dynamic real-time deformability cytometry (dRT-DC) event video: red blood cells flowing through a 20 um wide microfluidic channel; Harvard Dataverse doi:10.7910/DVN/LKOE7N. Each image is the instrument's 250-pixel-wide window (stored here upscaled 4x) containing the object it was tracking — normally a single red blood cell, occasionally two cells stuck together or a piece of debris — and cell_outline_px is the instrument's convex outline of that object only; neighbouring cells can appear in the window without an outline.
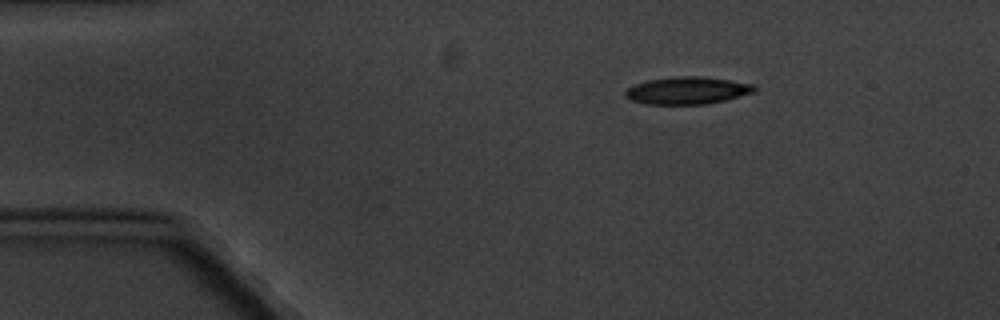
{"species": "common noctule bat (a hibernating species)", "species_latin": "Nyctalus noctula", "temperature_condition": "cold", "stored_images_in_passage": 2, "camera_frame_rate_fps": 3000, "um_per_image_px": 0.085, "animal": {"sex": "male", "body_mass_g": 20.1, "forearm_length_mm": 53.5}, "frame": {"image": 1, "passage_image": 2, "time_ms": 1.333, "image_size_px": [1000, 320], "cell_outline_px": [[756, 88], [752, 92], [724, 100], [708, 104], [644, 104], [632, 100], [624, 96], [624, 92], [628, 88], [636, 84], [648, 80], [680, 76], [696, 76], [728, 80], [756, 84]], "centroid_in_image_um": [58.39, 7.7], "position_along_channel_um": 26.6, "area_um2": 20.29}}